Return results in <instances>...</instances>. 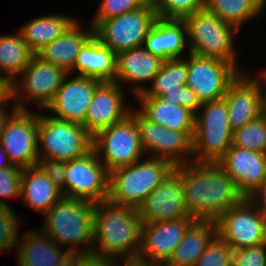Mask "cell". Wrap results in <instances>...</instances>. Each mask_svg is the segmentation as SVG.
<instances>
[{
    "label": "cell",
    "instance_id": "cell-49",
    "mask_svg": "<svg viewBox=\"0 0 266 266\" xmlns=\"http://www.w3.org/2000/svg\"><path fill=\"white\" fill-rule=\"evenodd\" d=\"M263 69L260 70V72H258L259 76L257 78L261 81V83H263L262 86H263V88H265V89H263L264 90V97H266V91H265L266 90V68H263Z\"/></svg>",
    "mask_w": 266,
    "mask_h": 266
},
{
    "label": "cell",
    "instance_id": "cell-17",
    "mask_svg": "<svg viewBox=\"0 0 266 266\" xmlns=\"http://www.w3.org/2000/svg\"><path fill=\"white\" fill-rule=\"evenodd\" d=\"M66 75L54 99L45 108L53 118L83 124L96 87L102 82L95 78Z\"/></svg>",
    "mask_w": 266,
    "mask_h": 266
},
{
    "label": "cell",
    "instance_id": "cell-9",
    "mask_svg": "<svg viewBox=\"0 0 266 266\" xmlns=\"http://www.w3.org/2000/svg\"><path fill=\"white\" fill-rule=\"evenodd\" d=\"M157 18L152 0L145 7L100 21L93 28L94 36L117 54L143 46Z\"/></svg>",
    "mask_w": 266,
    "mask_h": 266
},
{
    "label": "cell",
    "instance_id": "cell-43",
    "mask_svg": "<svg viewBox=\"0 0 266 266\" xmlns=\"http://www.w3.org/2000/svg\"><path fill=\"white\" fill-rule=\"evenodd\" d=\"M266 218V178L247 198Z\"/></svg>",
    "mask_w": 266,
    "mask_h": 266
},
{
    "label": "cell",
    "instance_id": "cell-14",
    "mask_svg": "<svg viewBox=\"0 0 266 266\" xmlns=\"http://www.w3.org/2000/svg\"><path fill=\"white\" fill-rule=\"evenodd\" d=\"M215 222L217 234L234 251L266 243V218L247 198Z\"/></svg>",
    "mask_w": 266,
    "mask_h": 266
},
{
    "label": "cell",
    "instance_id": "cell-10",
    "mask_svg": "<svg viewBox=\"0 0 266 266\" xmlns=\"http://www.w3.org/2000/svg\"><path fill=\"white\" fill-rule=\"evenodd\" d=\"M67 74L63 68L34 55L18 81L10 85V98L17 109L29 110L25 102L29 100L45 111Z\"/></svg>",
    "mask_w": 266,
    "mask_h": 266
},
{
    "label": "cell",
    "instance_id": "cell-11",
    "mask_svg": "<svg viewBox=\"0 0 266 266\" xmlns=\"http://www.w3.org/2000/svg\"><path fill=\"white\" fill-rule=\"evenodd\" d=\"M130 113L136 119L142 149L149 157L169 160L174 166L193 160L194 131L165 128L146 119L137 108L132 107Z\"/></svg>",
    "mask_w": 266,
    "mask_h": 266
},
{
    "label": "cell",
    "instance_id": "cell-18",
    "mask_svg": "<svg viewBox=\"0 0 266 266\" xmlns=\"http://www.w3.org/2000/svg\"><path fill=\"white\" fill-rule=\"evenodd\" d=\"M256 77L240 73L229 85L224 96L227 102L229 125L234 132L262 115L264 90Z\"/></svg>",
    "mask_w": 266,
    "mask_h": 266
},
{
    "label": "cell",
    "instance_id": "cell-22",
    "mask_svg": "<svg viewBox=\"0 0 266 266\" xmlns=\"http://www.w3.org/2000/svg\"><path fill=\"white\" fill-rule=\"evenodd\" d=\"M164 59L151 54L143 46L117 53L116 75L114 82L124 88L125 85H133V94L138 96L145 92L152 83L153 78L161 69ZM135 85V86H134Z\"/></svg>",
    "mask_w": 266,
    "mask_h": 266
},
{
    "label": "cell",
    "instance_id": "cell-41",
    "mask_svg": "<svg viewBox=\"0 0 266 266\" xmlns=\"http://www.w3.org/2000/svg\"><path fill=\"white\" fill-rule=\"evenodd\" d=\"M233 266H266V243L235 250Z\"/></svg>",
    "mask_w": 266,
    "mask_h": 266
},
{
    "label": "cell",
    "instance_id": "cell-36",
    "mask_svg": "<svg viewBox=\"0 0 266 266\" xmlns=\"http://www.w3.org/2000/svg\"><path fill=\"white\" fill-rule=\"evenodd\" d=\"M234 250L216 234L195 266H233Z\"/></svg>",
    "mask_w": 266,
    "mask_h": 266
},
{
    "label": "cell",
    "instance_id": "cell-15",
    "mask_svg": "<svg viewBox=\"0 0 266 266\" xmlns=\"http://www.w3.org/2000/svg\"><path fill=\"white\" fill-rule=\"evenodd\" d=\"M187 53L186 85L202 103L224 98L229 85L241 72L231 63Z\"/></svg>",
    "mask_w": 266,
    "mask_h": 266
},
{
    "label": "cell",
    "instance_id": "cell-24",
    "mask_svg": "<svg viewBox=\"0 0 266 266\" xmlns=\"http://www.w3.org/2000/svg\"><path fill=\"white\" fill-rule=\"evenodd\" d=\"M79 22V19L76 20L61 36L44 46L35 55L44 62L74 74V65L82 46L94 35L91 25L84 30L82 23Z\"/></svg>",
    "mask_w": 266,
    "mask_h": 266
},
{
    "label": "cell",
    "instance_id": "cell-32",
    "mask_svg": "<svg viewBox=\"0 0 266 266\" xmlns=\"http://www.w3.org/2000/svg\"><path fill=\"white\" fill-rule=\"evenodd\" d=\"M266 0H207L205 10L238 30L264 11Z\"/></svg>",
    "mask_w": 266,
    "mask_h": 266
},
{
    "label": "cell",
    "instance_id": "cell-47",
    "mask_svg": "<svg viewBox=\"0 0 266 266\" xmlns=\"http://www.w3.org/2000/svg\"><path fill=\"white\" fill-rule=\"evenodd\" d=\"M10 98V86L0 78V106Z\"/></svg>",
    "mask_w": 266,
    "mask_h": 266
},
{
    "label": "cell",
    "instance_id": "cell-25",
    "mask_svg": "<svg viewBox=\"0 0 266 266\" xmlns=\"http://www.w3.org/2000/svg\"><path fill=\"white\" fill-rule=\"evenodd\" d=\"M62 190L38 166L22 169L20 200L45 215L63 198Z\"/></svg>",
    "mask_w": 266,
    "mask_h": 266
},
{
    "label": "cell",
    "instance_id": "cell-29",
    "mask_svg": "<svg viewBox=\"0 0 266 266\" xmlns=\"http://www.w3.org/2000/svg\"><path fill=\"white\" fill-rule=\"evenodd\" d=\"M217 234L213 220H195L185 232L182 241L163 266H195L207 244Z\"/></svg>",
    "mask_w": 266,
    "mask_h": 266
},
{
    "label": "cell",
    "instance_id": "cell-45",
    "mask_svg": "<svg viewBox=\"0 0 266 266\" xmlns=\"http://www.w3.org/2000/svg\"><path fill=\"white\" fill-rule=\"evenodd\" d=\"M117 266H163L153 262L143 261L139 258H128L117 260Z\"/></svg>",
    "mask_w": 266,
    "mask_h": 266
},
{
    "label": "cell",
    "instance_id": "cell-6",
    "mask_svg": "<svg viewBox=\"0 0 266 266\" xmlns=\"http://www.w3.org/2000/svg\"><path fill=\"white\" fill-rule=\"evenodd\" d=\"M232 133L225 98L204 102L195 114L192 161L217 163L231 146Z\"/></svg>",
    "mask_w": 266,
    "mask_h": 266
},
{
    "label": "cell",
    "instance_id": "cell-39",
    "mask_svg": "<svg viewBox=\"0 0 266 266\" xmlns=\"http://www.w3.org/2000/svg\"><path fill=\"white\" fill-rule=\"evenodd\" d=\"M22 169L11 165L0 169V206H8L5 198H20Z\"/></svg>",
    "mask_w": 266,
    "mask_h": 266
},
{
    "label": "cell",
    "instance_id": "cell-5",
    "mask_svg": "<svg viewBox=\"0 0 266 266\" xmlns=\"http://www.w3.org/2000/svg\"><path fill=\"white\" fill-rule=\"evenodd\" d=\"M186 26L188 52L201 57L222 60L234 65L241 73L246 72L237 65L240 52L235 49V34L238 29L216 15L202 10L183 19Z\"/></svg>",
    "mask_w": 266,
    "mask_h": 266
},
{
    "label": "cell",
    "instance_id": "cell-30",
    "mask_svg": "<svg viewBox=\"0 0 266 266\" xmlns=\"http://www.w3.org/2000/svg\"><path fill=\"white\" fill-rule=\"evenodd\" d=\"M76 20L70 15L46 14L26 22L19 31L28 47L36 54L61 36Z\"/></svg>",
    "mask_w": 266,
    "mask_h": 266
},
{
    "label": "cell",
    "instance_id": "cell-4",
    "mask_svg": "<svg viewBox=\"0 0 266 266\" xmlns=\"http://www.w3.org/2000/svg\"><path fill=\"white\" fill-rule=\"evenodd\" d=\"M174 167L169 160L147 157L117 168L109 173L108 200L137 208Z\"/></svg>",
    "mask_w": 266,
    "mask_h": 266
},
{
    "label": "cell",
    "instance_id": "cell-31",
    "mask_svg": "<svg viewBox=\"0 0 266 266\" xmlns=\"http://www.w3.org/2000/svg\"><path fill=\"white\" fill-rule=\"evenodd\" d=\"M34 55L19 30L12 35L0 34V78L10 86Z\"/></svg>",
    "mask_w": 266,
    "mask_h": 266
},
{
    "label": "cell",
    "instance_id": "cell-19",
    "mask_svg": "<svg viewBox=\"0 0 266 266\" xmlns=\"http://www.w3.org/2000/svg\"><path fill=\"white\" fill-rule=\"evenodd\" d=\"M194 221L193 217H187L173 221L143 224L141 246L137 258L164 265Z\"/></svg>",
    "mask_w": 266,
    "mask_h": 266
},
{
    "label": "cell",
    "instance_id": "cell-7",
    "mask_svg": "<svg viewBox=\"0 0 266 266\" xmlns=\"http://www.w3.org/2000/svg\"><path fill=\"white\" fill-rule=\"evenodd\" d=\"M91 150L93 136L83 125L38 112L39 159L67 162L82 157Z\"/></svg>",
    "mask_w": 266,
    "mask_h": 266
},
{
    "label": "cell",
    "instance_id": "cell-50",
    "mask_svg": "<svg viewBox=\"0 0 266 266\" xmlns=\"http://www.w3.org/2000/svg\"><path fill=\"white\" fill-rule=\"evenodd\" d=\"M262 115L266 118V97L263 98V110Z\"/></svg>",
    "mask_w": 266,
    "mask_h": 266
},
{
    "label": "cell",
    "instance_id": "cell-1",
    "mask_svg": "<svg viewBox=\"0 0 266 266\" xmlns=\"http://www.w3.org/2000/svg\"><path fill=\"white\" fill-rule=\"evenodd\" d=\"M179 177L187 211L195 220L216 221L244 199L218 163L179 164Z\"/></svg>",
    "mask_w": 266,
    "mask_h": 266
},
{
    "label": "cell",
    "instance_id": "cell-20",
    "mask_svg": "<svg viewBox=\"0 0 266 266\" xmlns=\"http://www.w3.org/2000/svg\"><path fill=\"white\" fill-rule=\"evenodd\" d=\"M124 89L114 81H102L96 87L82 124L93 137L130 114L132 106L125 104Z\"/></svg>",
    "mask_w": 266,
    "mask_h": 266
},
{
    "label": "cell",
    "instance_id": "cell-44",
    "mask_svg": "<svg viewBox=\"0 0 266 266\" xmlns=\"http://www.w3.org/2000/svg\"><path fill=\"white\" fill-rule=\"evenodd\" d=\"M90 256L82 253H69L57 266H82Z\"/></svg>",
    "mask_w": 266,
    "mask_h": 266
},
{
    "label": "cell",
    "instance_id": "cell-33",
    "mask_svg": "<svg viewBox=\"0 0 266 266\" xmlns=\"http://www.w3.org/2000/svg\"><path fill=\"white\" fill-rule=\"evenodd\" d=\"M187 74L188 57L166 60L150 87L138 96L161 97L167 90L179 89L181 85L186 84Z\"/></svg>",
    "mask_w": 266,
    "mask_h": 266
},
{
    "label": "cell",
    "instance_id": "cell-2",
    "mask_svg": "<svg viewBox=\"0 0 266 266\" xmlns=\"http://www.w3.org/2000/svg\"><path fill=\"white\" fill-rule=\"evenodd\" d=\"M142 226L137 208L109 200L94 204L91 256L114 260L137 258Z\"/></svg>",
    "mask_w": 266,
    "mask_h": 266
},
{
    "label": "cell",
    "instance_id": "cell-37",
    "mask_svg": "<svg viewBox=\"0 0 266 266\" xmlns=\"http://www.w3.org/2000/svg\"><path fill=\"white\" fill-rule=\"evenodd\" d=\"M13 208L0 206V253L17 248L20 222Z\"/></svg>",
    "mask_w": 266,
    "mask_h": 266
},
{
    "label": "cell",
    "instance_id": "cell-40",
    "mask_svg": "<svg viewBox=\"0 0 266 266\" xmlns=\"http://www.w3.org/2000/svg\"><path fill=\"white\" fill-rule=\"evenodd\" d=\"M160 98L186 107L195 114L203 104L197 94L186 84L181 85L179 89L167 90Z\"/></svg>",
    "mask_w": 266,
    "mask_h": 266
},
{
    "label": "cell",
    "instance_id": "cell-23",
    "mask_svg": "<svg viewBox=\"0 0 266 266\" xmlns=\"http://www.w3.org/2000/svg\"><path fill=\"white\" fill-rule=\"evenodd\" d=\"M143 47L165 61L184 58V54L188 55L185 51L189 50L184 21L157 18L145 38Z\"/></svg>",
    "mask_w": 266,
    "mask_h": 266
},
{
    "label": "cell",
    "instance_id": "cell-35",
    "mask_svg": "<svg viewBox=\"0 0 266 266\" xmlns=\"http://www.w3.org/2000/svg\"><path fill=\"white\" fill-rule=\"evenodd\" d=\"M158 18L183 20L205 10L207 0H153Z\"/></svg>",
    "mask_w": 266,
    "mask_h": 266
},
{
    "label": "cell",
    "instance_id": "cell-16",
    "mask_svg": "<svg viewBox=\"0 0 266 266\" xmlns=\"http://www.w3.org/2000/svg\"><path fill=\"white\" fill-rule=\"evenodd\" d=\"M143 224L192 217L184 199L179 165L137 207Z\"/></svg>",
    "mask_w": 266,
    "mask_h": 266
},
{
    "label": "cell",
    "instance_id": "cell-46",
    "mask_svg": "<svg viewBox=\"0 0 266 266\" xmlns=\"http://www.w3.org/2000/svg\"><path fill=\"white\" fill-rule=\"evenodd\" d=\"M11 98H9L3 105L0 106V138L3 132V128L5 125L6 120L8 117L17 109V107L13 104L11 112L8 113V110H6V107L9 105L8 103L10 102ZM6 106V107H5Z\"/></svg>",
    "mask_w": 266,
    "mask_h": 266
},
{
    "label": "cell",
    "instance_id": "cell-26",
    "mask_svg": "<svg viewBox=\"0 0 266 266\" xmlns=\"http://www.w3.org/2000/svg\"><path fill=\"white\" fill-rule=\"evenodd\" d=\"M24 235L19 237L15 253L18 266H57L70 253L40 228L36 231L31 229Z\"/></svg>",
    "mask_w": 266,
    "mask_h": 266
},
{
    "label": "cell",
    "instance_id": "cell-12",
    "mask_svg": "<svg viewBox=\"0 0 266 266\" xmlns=\"http://www.w3.org/2000/svg\"><path fill=\"white\" fill-rule=\"evenodd\" d=\"M109 172L94 150L65 162V197L99 203L108 200Z\"/></svg>",
    "mask_w": 266,
    "mask_h": 266
},
{
    "label": "cell",
    "instance_id": "cell-27",
    "mask_svg": "<svg viewBox=\"0 0 266 266\" xmlns=\"http://www.w3.org/2000/svg\"><path fill=\"white\" fill-rule=\"evenodd\" d=\"M137 109L146 119L174 131H194L195 113L160 97L136 96Z\"/></svg>",
    "mask_w": 266,
    "mask_h": 266
},
{
    "label": "cell",
    "instance_id": "cell-34",
    "mask_svg": "<svg viewBox=\"0 0 266 266\" xmlns=\"http://www.w3.org/2000/svg\"><path fill=\"white\" fill-rule=\"evenodd\" d=\"M231 146L266 153V118L261 115L232 133Z\"/></svg>",
    "mask_w": 266,
    "mask_h": 266
},
{
    "label": "cell",
    "instance_id": "cell-42",
    "mask_svg": "<svg viewBox=\"0 0 266 266\" xmlns=\"http://www.w3.org/2000/svg\"><path fill=\"white\" fill-rule=\"evenodd\" d=\"M57 185L65 197V161L52 159H39L37 164Z\"/></svg>",
    "mask_w": 266,
    "mask_h": 266
},
{
    "label": "cell",
    "instance_id": "cell-21",
    "mask_svg": "<svg viewBox=\"0 0 266 266\" xmlns=\"http://www.w3.org/2000/svg\"><path fill=\"white\" fill-rule=\"evenodd\" d=\"M248 198L266 178V153L230 146L217 162Z\"/></svg>",
    "mask_w": 266,
    "mask_h": 266
},
{
    "label": "cell",
    "instance_id": "cell-13",
    "mask_svg": "<svg viewBox=\"0 0 266 266\" xmlns=\"http://www.w3.org/2000/svg\"><path fill=\"white\" fill-rule=\"evenodd\" d=\"M0 143L12 165L38 164V112L16 109L6 120Z\"/></svg>",
    "mask_w": 266,
    "mask_h": 266
},
{
    "label": "cell",
    "instance_id": "cell-28",
    "mask_svg": "<svg viewBox=\"0 0 266 266\" xmlns=\"http://www.w3.org/2000/svg\"><path fill=\"white\" fill-rule=\"evenodd\" d=\"M117 54L104 46L93 35L81 48L74 70L80 76L100 81H114Z\"/></svg>",
    "mask_w": 266,
    "mask_h": 266
},
{
    "label": "cell",
    "instance_id": "cell-48",
    "mask_svg": "<svg viewBox=\"0 0 266 266\" xmlns=\"http://www.w3.org/2000/svg\"><path fill=\"white\" fill-rule=\"evenodd\" d=\"M11 162L8 159L7 154L5 153L1 143H0V169L11 166Z\"/></svg>",
    "mask_w": 266,
    "mask_h": 266
},
{
    "label": "cell",
    "instance_id": "cell-8",
    "mask_svg": "<svg viewBox=\"0 0 266 266\" xmlns=\"http://www.w3.org/2000/svg\"><path fill=\"white\" fill-rule=\"evenodd\" d=\"M93 150L109 173L142 160L145 153L135 117L130 113L98 132L93 137Z\"/></svg>",
    "mask_w": 266,
    "mask_h": 266
},
{
    "label": "cell",
    "instance_id": "cell-38",
    "mask_svg": "<svg viewBox=\"0 0 266 266\" xmlns=\"http://www.w3.org/2000/svg\"><path fill=\"white\" fill-rule=\"evenodd\" d=\"M152 0H102L90 25L94 28L100 21L145 7Z\"/></svg>",
    "mask_w": 266,
    "mask_h": 266
},
{
    "label": "cell",
    "instance_id": "cell-3",
    "mask_svg": "<svg viewBox=\"0 0 266 266\" xmlns=\"http://www.w3.org/2000/svg\"><path fill=\"white\" fill-rule=\"evenodd\" d=\"M93 209L94 203L63 197L43 215L40 230L70 253L91 255Z\"/></svg>",
    "mask_w": 266,
    "mask_h": 266
}]
</instances>
